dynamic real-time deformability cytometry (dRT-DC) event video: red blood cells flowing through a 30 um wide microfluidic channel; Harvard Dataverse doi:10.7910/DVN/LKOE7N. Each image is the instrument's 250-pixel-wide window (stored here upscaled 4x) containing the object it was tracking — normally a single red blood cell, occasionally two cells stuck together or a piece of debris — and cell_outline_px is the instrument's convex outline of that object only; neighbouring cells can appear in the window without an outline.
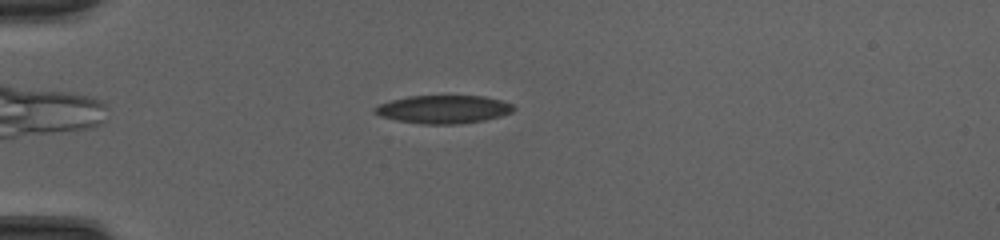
{"species": "common noctule bat (a hibernating species)", "species_latin": "Nyctalus noctula", "temperature_condition": "cold", "stored_images_in_passage": 39, "camera_frame_rate_fps": 3000, "um_per_image_px": 0.085, "animal": {"sex": "female", "body_mass_g": 20.0, "forearm_length_mm": 54.0}, "frame": {"image": 1, "passage_image": 1, "time_ms": 0.0, "image_size_px": [1000, 240], "cell_outline_px": [[516, 108], [512, 112], [500, 116], [484, 120], [460, 124], [420, 124], [396, 120], [380, 116], [372, 112], [372, 108], [380, 104], [392, 100], [408, 96], [484, 96], [500, 100], [512, 104]], "centroid_in_image_um": [37.67, 9.3], "position_along_channel_um": 47.3, "area_um2": 22.83}}
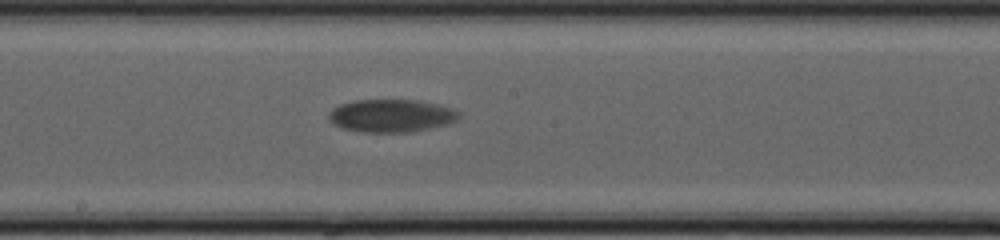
{"frame": {"image": 2, "passage_image": 16, "time_ms": 5.0, "image_size_px": [1000, 240], "cell_outline_px": [[460, 116], [456, 120], [448, 124], [412, 132], [360, 132], [344, 128], [328, 120], [328, 116], [332, 108], [340, 104], [352, 100], [420, 100], [440, 104], [452, 108], [460, 112]], "centroid_in_image_um": [33.28, 9.83], "position_along_channel_um": 214.9, "area_um2": 25.09}}
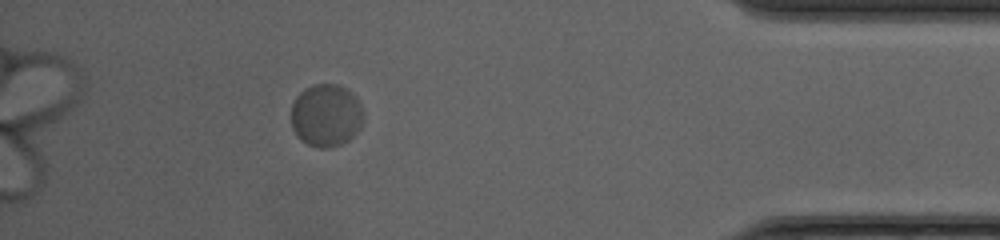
{"frame": {"image": 3, "passage_image": 34, "time_ms": 11.0, "image_size_px": [1000, 240], "cell_outline_px": [[364, 120], [360, 128], [348, 140], [340, 144], [328, 148], [320, 148], [308, 144], [300, 140], [296, 136], [292, 128], [292, 104], [296, 96], [304, 88], [312, 84], [336, 84], [348, 88], [356, 96], [364, 112]], "centroid_in_image_um": [27.73, 9.79], "position_along_channel_um": 407.5, "area_um2": 26.76}, "authors_computed_cell_mechanics": {"area_um2": 24.7384, "velocity_mm_per_s": 3.9225, "shape_relaxation_time_tau1_ms": 2.1221, "shape_relaxation_time_tau2_ms": null, "deformation_change_tau1": 0.07, "deformation_change_tau2": null}}